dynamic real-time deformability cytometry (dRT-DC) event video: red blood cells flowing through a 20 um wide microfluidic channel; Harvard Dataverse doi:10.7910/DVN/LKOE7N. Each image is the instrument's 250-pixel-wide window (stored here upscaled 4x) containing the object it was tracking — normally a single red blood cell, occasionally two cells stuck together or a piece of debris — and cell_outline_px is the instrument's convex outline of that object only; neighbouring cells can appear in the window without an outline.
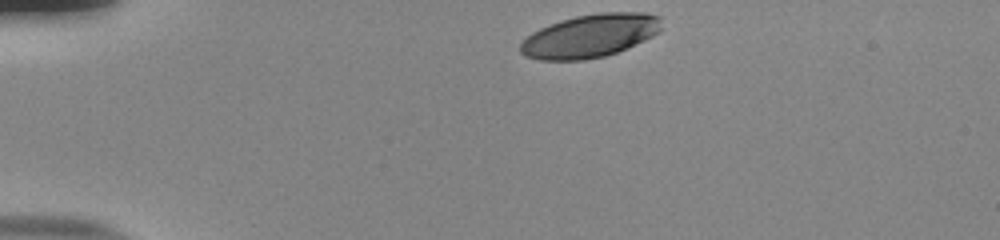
{"species": "human", "species_latin": "Homo sapiens", "temperature_condition": "room temperature", "stored_images_in_passage": 35, "camera_frame_rate_fps": 3000, "um_per_image_px": 0.085, "donor": {"sex": "male"}, "frame": {"image": 1, "passage_image": 1, "time_ms": 0.0, "image_size_px": [1000, 240], "cell_outline_px": [[660, 28], [652, 36], [644, 40], [616, 52], [604, 56], [584, 60], [540, 60], [524, 56], [520, 52], [520, 44], [532, 32], [548, 24], [560, 20], [576, 16], [600, 12], [644, 12], [660, 16]], "centroid_in_image_um": [50.12, 3.04], "position_along_channel_um": 34.9, "area_um2": 35.37}}
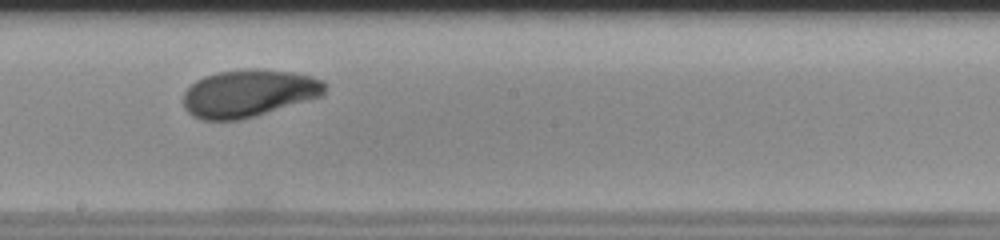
{"frame": {"image": 2, "passage_image": 21, "time_ms": 6.667, "image_size_px": [1000, 240], "cell_outline_px": [[324, 96], [256, 116], [240, 120], [200, 120], [192, 116], [184, 108], [184, 92], [196, 80], [204, 76], [216, 72], [244, 68], [256, 68], [292, 72], [312, 76], [324, 80]], "centroid_in_image_um": [21.14, 7.93], "position_along_channel_um": 227.1, "area_um2": 39.59}}
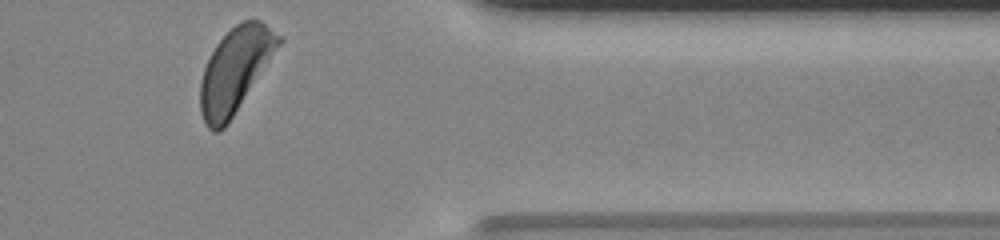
{"frame": {"image": 3, "passage_image": 35, "time_ms": 11.333, "image_size_px": [1000, 240], "cell_outline_px": [[284, 40], [228, 124], [224, 128], [216, 132], [212, 132], [208, 128], [200, 112], [200, 80], [204, 68], [216, 44], [236, 24], [244, 20], [260, 20], [280, 36]], "centroid_in_image_um": [19.99, 5.99], "position_along_channel_um": 391.4, "area_um2": 38.21}, "authors_computed_cell_mechanics": {"area_um2": 38.6104, "velocity_mm_per_s": 3.8155, "shape_relaxation_time_tau1_ms": 2.6583, "shape_relaxation_time_tau2_ms": null, "deformation_change_tau1": 0.1295, "deformation_change_tau2": null}}